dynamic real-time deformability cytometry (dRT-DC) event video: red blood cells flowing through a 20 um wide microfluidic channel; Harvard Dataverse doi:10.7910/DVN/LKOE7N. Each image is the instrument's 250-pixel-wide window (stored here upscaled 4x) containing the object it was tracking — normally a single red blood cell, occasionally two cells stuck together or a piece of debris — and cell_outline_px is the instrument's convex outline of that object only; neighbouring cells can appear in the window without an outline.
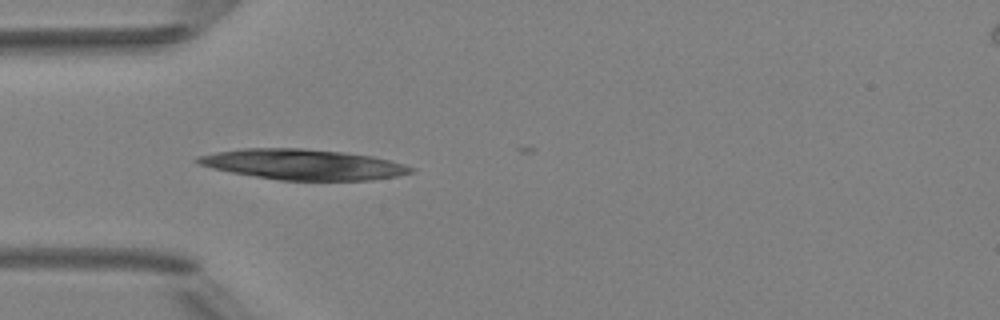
{"species": "Egyptian fruit bat (a non-hibernating species)", "species_latin": "Rousettus aegyptiacus", "temperature_condition": "room temperature", "stored_images_in_passage": 3, "camera_frame_rate_fps": 3000, "um_per_image_px": 0.085, "animal": {"sex": "female"}, "frame": {"image": 1, "passage_image": 2, "time_ms": 1.333, "image_size_px": [1000, 320], "cell_outline_px": [[416, 172], [396, 176], [372, 180], [280, 180], [232, 172], [212, 168], [196, 164], [192, 160], [196, 156], [216, 152], [244, 148], [304, 148], [344, 152], [372, 156], [404, 164], [416, 168]], "centroid_in_image_um": [25.75, 13.97], "position_along_channel_um": 59.2, "area_um2": 37.92}}